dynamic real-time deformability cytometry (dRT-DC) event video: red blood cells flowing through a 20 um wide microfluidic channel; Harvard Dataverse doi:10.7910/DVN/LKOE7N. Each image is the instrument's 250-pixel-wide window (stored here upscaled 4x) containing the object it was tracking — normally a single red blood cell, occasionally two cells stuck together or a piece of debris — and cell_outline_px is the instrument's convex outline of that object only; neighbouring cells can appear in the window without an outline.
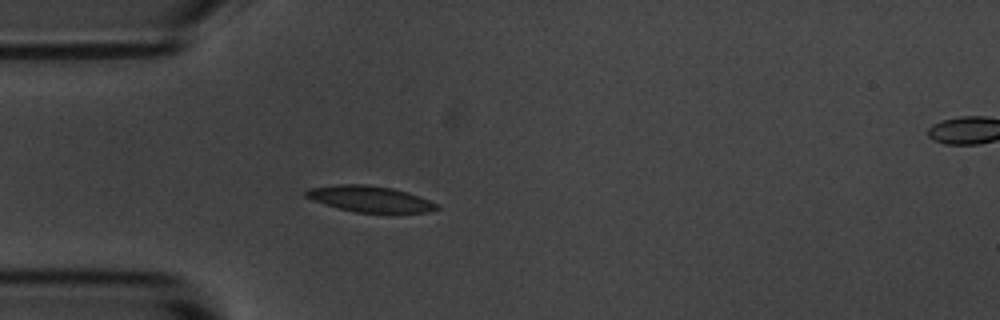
{"species": "common noctule bat (a hibernating species)", "species_latin": "Nyctalus noctula", "temperature_condition": "room temperature", "stored_images_in_passage": 6, "segment_of_instrument_passage": [1, 2], "camera_frame_rate_fps": 3000, "um_per_image_px": 0.085, "animal": {"sex": "male", "body_mass_g": 20.1, "forearm_length_mm": 53.5}, "frame": {"image": 1, "passage_image": 5, "time_ms": 4.333, "image_size_px": [1000, 320], "cell_outline_px": [[440, 208], [428, 212], [356, 212], [340, 208], [312, 200], [304, 196], [304, 192], [308, 188], [336, 184], [368, 184], [392, 188], [408, 192], [440, 204]], "centroid_in_image_um": [31.44, 16.89], "position_along_channel_um": 53.6, "area_um2": 19.83}}